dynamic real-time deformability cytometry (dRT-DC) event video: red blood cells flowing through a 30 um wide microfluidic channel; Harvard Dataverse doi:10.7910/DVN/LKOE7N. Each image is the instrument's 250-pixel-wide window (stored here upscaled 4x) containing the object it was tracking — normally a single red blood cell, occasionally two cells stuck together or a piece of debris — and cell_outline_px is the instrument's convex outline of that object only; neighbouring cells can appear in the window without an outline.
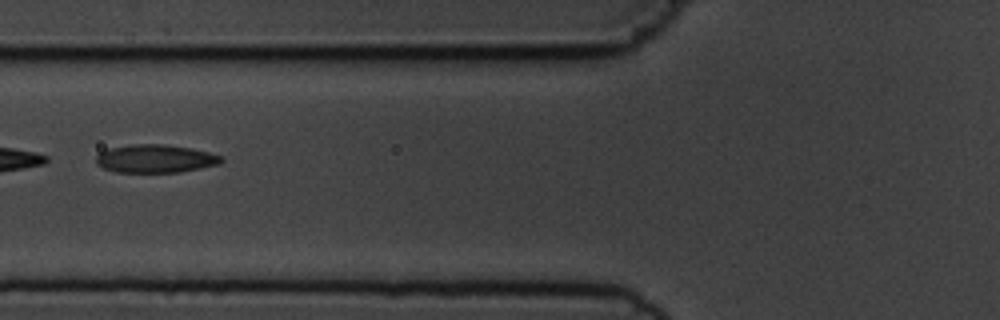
{"species": "common noctule bat (a hibernating species)", "species_latin": "Nyctalus noctula", "temperature_condition": "cold", "stored_images_in_passage": 8, "camera_frame_rate_fps": 3000, "um_per_image_px": 0.085, "animal": {"sex": "male", "body_mass_g": 19.5, "forearm_length_mm": 54.6}, "frame": {"image": 1, "passage_image": 6, "time_ms": 6.0, "image_size_px": [1000, 320], "cell_outline_px": [[224, 160], [220, 164], [180, 172], [116, 172], [104, 168], [96, 164], [96, 156], [100, 152], [108, 148], [132, 144], [164, 144], [192, 148], [224, 156]], "centroid_in_image_um": [13.22, 13.48], "position_along_channel_um": 112.6, "area_um2": 20.69}}
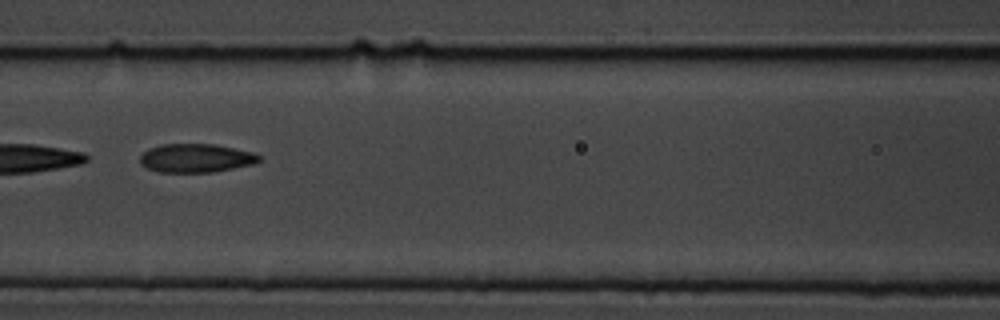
{"frame": {"image": 2, "passage_image": 7, "time_ms": 7.0, "image_size_px": [1000, 320], "cell_outline_px": [[260, 160], [256, 164], [212, 172], [160, 172], [148, 168], [140, 164], [140, 156], [148, 148], [164, 144], [216, 144], [252, 152], [260, 156]], "centroid_in_image_um": [16.66, 13.44], "position_along_channel_um": 149.9, "area_um2": 19.88}}
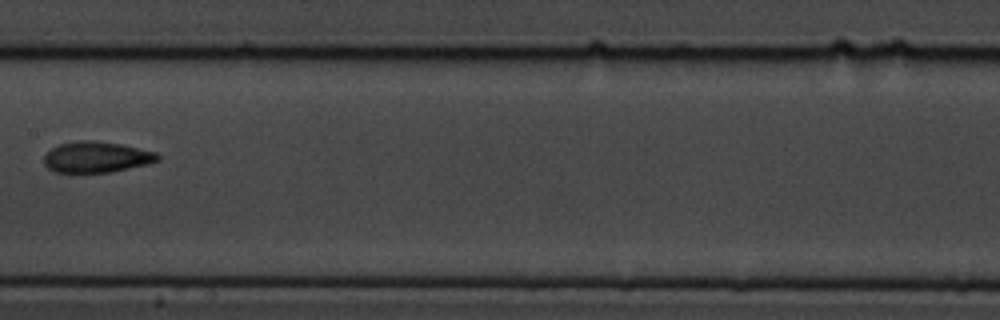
{"frame": {"image": 3, "passage_image": 8, "time_ms": 8.333, "image_size_px": [1000, 320], "cell_outline_px": [[160, 160], [148, 164], [112, 172], [52, 172], [44, 164], [44, 156], [52, 148], [60, 144], [80, 140], [92, 140], [120, 144], [156, 152], [160, 156]], "centroid_in_image_um": [8.21, 13.36], "position_along_channel_um": 199.2, "area_um2": 20.46}}